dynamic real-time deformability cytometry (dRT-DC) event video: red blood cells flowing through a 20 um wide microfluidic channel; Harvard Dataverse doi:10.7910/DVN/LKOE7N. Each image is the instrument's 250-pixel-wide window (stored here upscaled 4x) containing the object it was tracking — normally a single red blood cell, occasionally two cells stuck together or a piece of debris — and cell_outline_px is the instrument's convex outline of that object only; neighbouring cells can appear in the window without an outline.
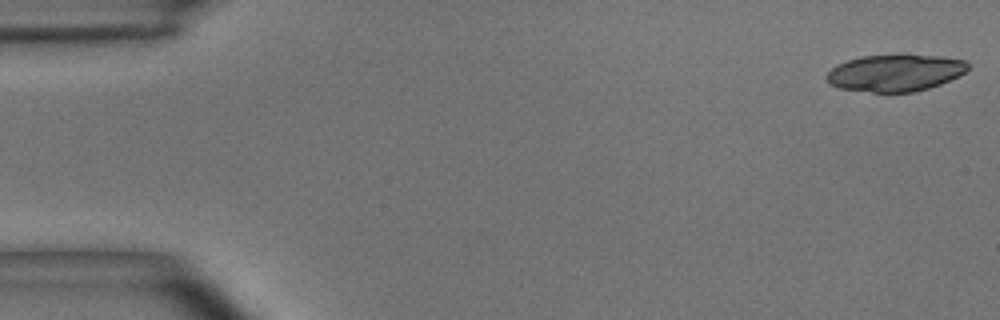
{"species": "common noctule bat (a hibernating species)", "species_latin": "Nyctalus noctula", "temperature_condition": "room temperature", "stored_images_in_passage": 19, "camera_frame_rate_fps": 3000, "um_per_image_px": 0.085, "animal": {"sex": "male", "body_mass_g": 15.6}, "frame": {"image": 1, "passage_image": 1, "time_ms": 0.0, "image_size_px": [1000, 320], "cell_outline_px": [[968, 68], [964, 72], [940, 84], [928, 88], [912, 92], [872, 92], [840, 88], [828, 84], [828, 72], [832, 68], [848, 60], [860, 56], [940, 56], [968, 60]], "centroid_in_image_um": [76.1, 6.2], "position_along_channel_um": 8.9, "area_um2": 29.71}}